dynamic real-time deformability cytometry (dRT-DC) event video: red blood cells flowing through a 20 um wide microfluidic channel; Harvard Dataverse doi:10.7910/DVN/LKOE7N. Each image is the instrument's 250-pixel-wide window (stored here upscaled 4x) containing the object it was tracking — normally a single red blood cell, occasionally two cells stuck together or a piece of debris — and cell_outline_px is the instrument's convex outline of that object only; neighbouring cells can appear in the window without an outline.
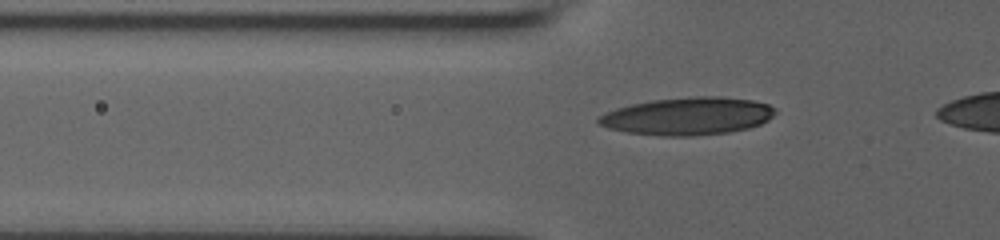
{"species": "human", "species_latin": "Homo sapiens", "temperature_condition": "room temperature", "stored_images_in_passage": 41, "camera_frame_rate_fps": 3000, "um_per_image_px": 0.085, "donor": {"sex": "male"}, "frame": {"image": 1, "passage_image": 11, "time_ms": 3.333, "image_size_px": [1000, 240], "cell_outline_px": [[776, 112], [768, 120], [760, 124], [748, 128], [728, 132], [692, 136], [664, 136], [628, 132], [608, 128], [596, 124], [596, 120], [600, 116], [616, 108], [632, 104], [652, 100], [696, 96], [720, 96], [752, 100], [768, 104], [776, 108]], "centroid_in_image_um": [58.47, 9.87], "position_along_channel_um": 67.3, "area_um2": 38.67}}
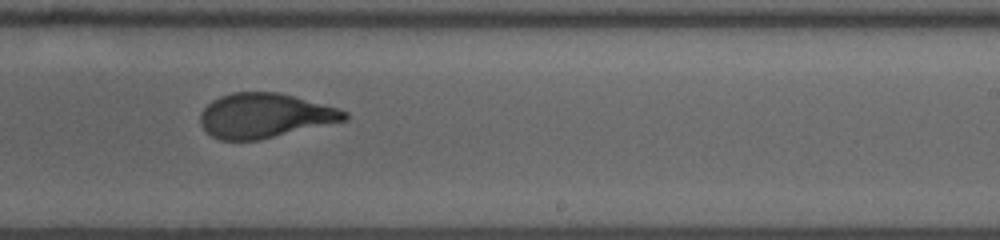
{"frame": {"image": 2, "passage_image": 27, "time_ms": 8.667, "image_size_px": [1000, 240], "cell_outline_px": [[348, 120], [260, 140], [220, 140], [212, 136], [200, 124], [200, 112], [212, 100], [220, 96], [232, 92], [276, 92], [340, 108], [348, 112]], "centroid_in_image_um": [22.51, 9.83], "position_along_channel_um": 266.5, "area_um2": 37.51}}
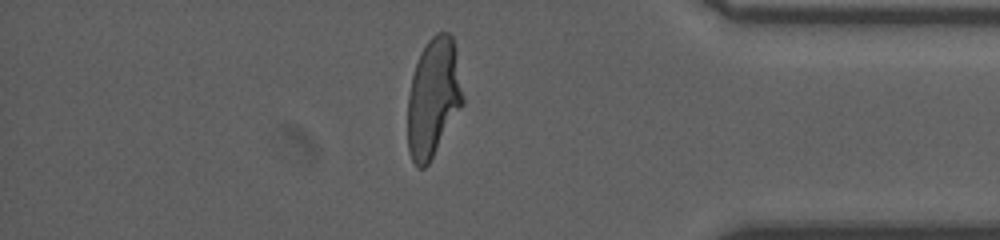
{"frame": {"image": 3, "passage_image": 39, "time_ms": 12.667, "image_size_px": [1000, 240], "cell_outline_px": [[464, 104], [428, 164], [424, 168], [416, 168], [408, 152], [408, 92], [412, 76], [420, 52], [428, 40], [436, 32], [448, 32], [452, 36], [456, 48], [464, 100]], "centroid_in_image_um": [36.84, 8.29], "position_along_channel_um": 398.4, "area_um2": 38.49}}